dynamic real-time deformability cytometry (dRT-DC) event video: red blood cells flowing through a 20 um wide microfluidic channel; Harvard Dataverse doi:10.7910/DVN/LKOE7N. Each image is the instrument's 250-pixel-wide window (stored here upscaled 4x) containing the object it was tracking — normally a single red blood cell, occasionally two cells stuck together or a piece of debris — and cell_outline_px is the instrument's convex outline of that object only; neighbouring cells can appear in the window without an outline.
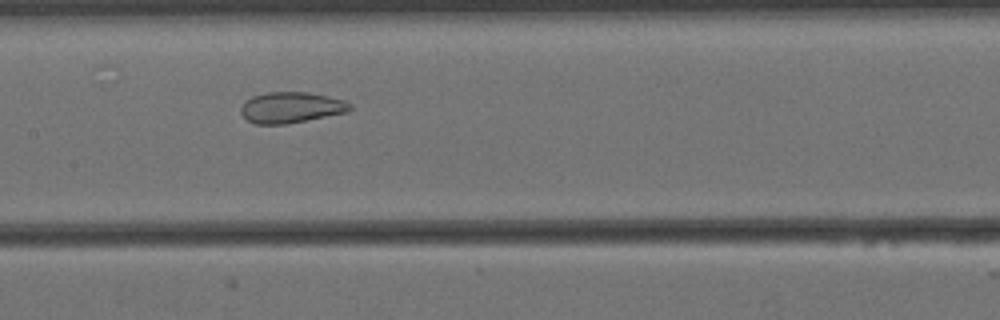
{"species": "Egyptian fruit bat (a non-hibernating species)", "species_latin": "Rousettus aegyptiacus", "temperature_condition": "cold", "stored_images_in_passage": 42, "camera_frame_rate_fps": 3000, "um_per_image_px": 0.085, "animal": {"sex": "female"}, "frame": {"image": 1, "passage_image": 16, "time_ms": 5.0, "image_size_px": [1000, 320], "cell_outline_px": [[352, 108], [348, 112], [284, 124], [256, 124], [248, 120], [240, 112], [240, 108], [252, 96], [268, 92], [308, 92], [328, 96], [344, 100], [352, 104]], "centroid_in_image_um": [24.77, 9.13], "position_along_channel_um": 182.6, "area_um2": 19.48}}
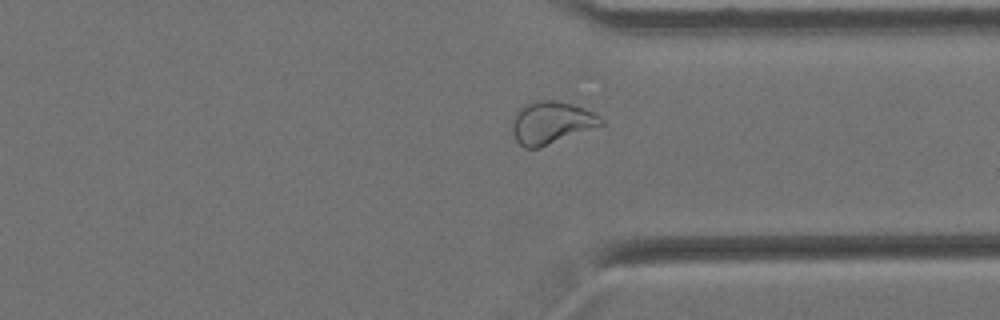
{"frame": {"image": 2, "passage_image": 32, "time_ms": 10.333, "image_size_px": [1000, 320], "cell_outline_px": [[604, 124], [540, 148], [524, 148], [516, 140], [512, 132], [512, 120], [516, 112], [524, 104], [536, 100], [556, 100], [572, 104], [584, 108], [600, 116], [604, 120]], "centroid_in_image_um": [46.84, 10.42], "position_along_channel_um": 364.6, "area_um2": 22.02}}
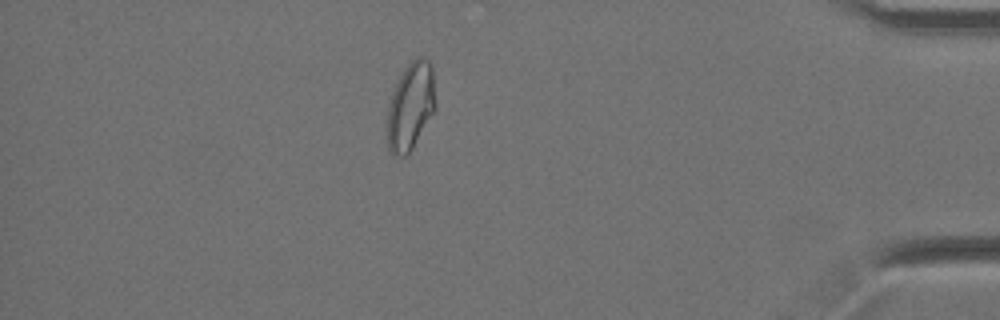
{"frame": {"image": 3, "passage_image": 39, "time_ms": 12.667, "image_size_px": [1000, 320], "cell_outline_px": [[436, 108], [408, 156], [392, 156], [388, 152], [388, 104], [392, 92], [404, 68], [416, 56], [424, 56], [432, 64], [436, 104]], "centroid_in_image_um": [34.91, 9.03], "position_along_channel_um": 400.3, "area_um2": 24.91}, "authors_computed_cell_mechanics": {"area_um2": 21.4438, "velocity_mm_per_s": 3.442, "shape_relaxation_time_tau1_ms": null, "shape_relaxation_time_tau2_ms": 1.4843, "deformation_change_tau1": null, "deformation_change_tau2": 0.0701}}